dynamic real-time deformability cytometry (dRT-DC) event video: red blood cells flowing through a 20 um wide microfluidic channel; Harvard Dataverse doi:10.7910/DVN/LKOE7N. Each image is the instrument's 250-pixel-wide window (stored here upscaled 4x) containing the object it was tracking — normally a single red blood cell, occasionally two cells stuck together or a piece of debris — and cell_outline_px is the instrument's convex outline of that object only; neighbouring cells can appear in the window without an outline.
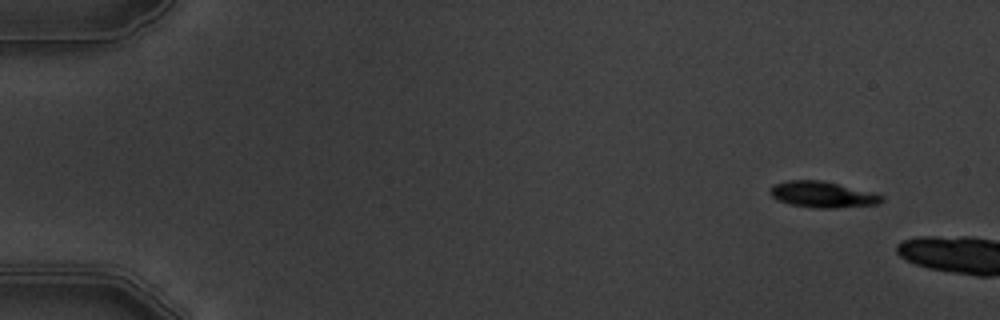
{"species": "common noctule bat (a hibernating species)", "species_latin": "Nyctalus noctula", "temperature_condition": "warm", "stored_images_in_passage": 3, "camera_frame_rate_fps": 3000, "um_per_image_px": 0.085, "animal": {"sex": "male", "body_mass_g": 19.5, "forearm_length_mm": 54.6}, "frame": {"image": 1, "passage_image": 1, "time_ms": 0.0, "image_size_px": [1000, 320], "cell_outline_px": [[884, 200], [880, 204], [836, 208], [816, 208], [788, 204], [776, 200], [768, 192], [768, 188], [772, 184], [788, 180], [824, 180], [884, 196]], "centroid_in_image_um": [69.85, 16.53], "position_along_channel_um": 15.2, "area_um2": 17.17}}